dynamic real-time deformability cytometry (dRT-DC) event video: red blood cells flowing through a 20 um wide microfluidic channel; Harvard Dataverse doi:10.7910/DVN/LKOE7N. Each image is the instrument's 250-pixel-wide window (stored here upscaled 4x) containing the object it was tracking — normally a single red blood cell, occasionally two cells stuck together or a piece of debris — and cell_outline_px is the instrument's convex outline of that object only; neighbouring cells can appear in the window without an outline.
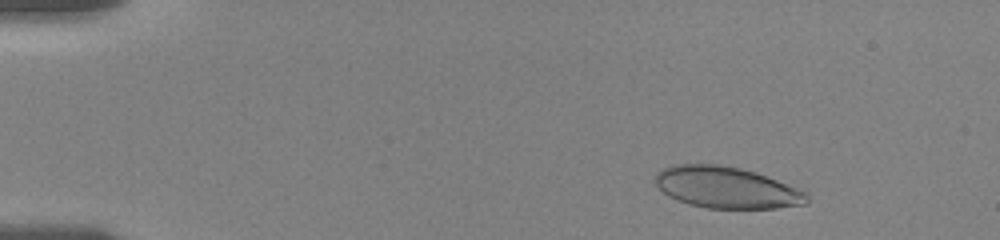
{"species": "human", "species_latin": "Homo sapiens", "temperature_condition": "room temperature", "stored_images_in_passage": 6, "camera_frame_rate_fps": 3000, "um_per_image_px": 0.085, "donor": {"sex": "female"}, "frame": {"image": 1, "passage_image": 3, "time_ms": 1.667, "image_size_px": [1000, 240], "cell_outline_px": [[808, 204], [776, 208], [708, 208], [688, 204], [676, 200], [668, 196], [656, 184], [656, 172], [672, 164], [720, 164], [740, 168], [776, 180], [808, 192]], "centroid_in_image_um": [61.74, 15.94], "position_along_channel_um": 23.3, "area_um2": 36.47}}
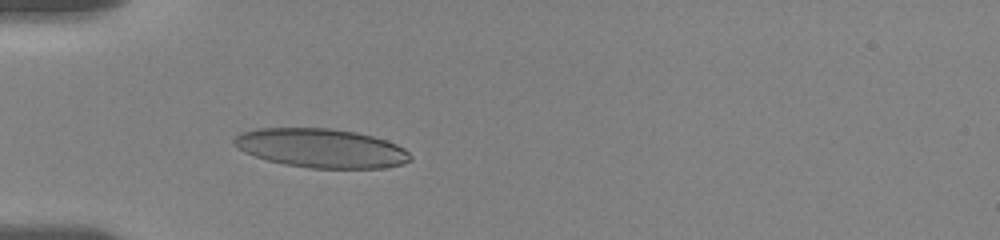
{"frame": {"image": 2, "passage_image": 6, "time_ms": 5.0, "image_size_px": [1000, 240], "cell_outline_px": [[412, 160], [400, 164], [384, 168], [308, 168], [284, 164], [268, 160], [244, 152], [236, 148], [232, 144], [232, 140], [240, 132], [256, 128], [332, 128], [356, 132], [372, 136], [396, 144], [404, 148], [412, 156]], "centroid_in_image_um": [27.26, 12.59], "position_along_channel_um": 57.7, "area_um2": 40.23}}